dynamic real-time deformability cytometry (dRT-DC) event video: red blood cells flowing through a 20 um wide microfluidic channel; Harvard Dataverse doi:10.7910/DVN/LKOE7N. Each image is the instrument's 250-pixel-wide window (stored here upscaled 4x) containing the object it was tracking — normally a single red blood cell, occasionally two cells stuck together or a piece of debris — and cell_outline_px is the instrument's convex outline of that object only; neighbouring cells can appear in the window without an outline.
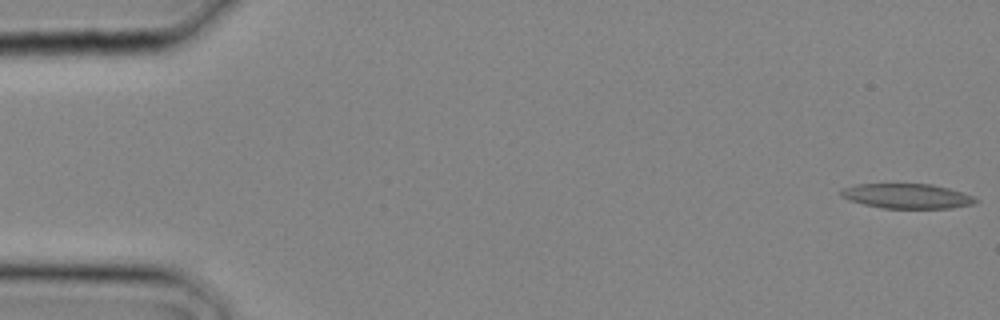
{"species": "common noctule bat (a hibernating species)", "species_latin": "Nyctalus noctula", "temperature_condition": "cold", "stored_images_in_passage": 6, "camera_frame_rate_fps": 3000, "um_per_image_px": 0.085, "animal": {"sex": "male", "body_mass_g": 20.4}, "frame": {"image": 1, "passage_image": 1, "time_ms": 0.0, "image_size_px": [1000, 320], "cell_outline_px": [[980, 200], [972, 204], [952, 208], [884, 208], [864, 204], [848, 200], [840, 196], [840, 192], [844, 188], [856, 184], [932, 184], [948, 188], [972, 196]], "centroid_in_image_um": [77.08, 16.66], "position_along_channel_um": 7.9, "area_um2": 19.31}}